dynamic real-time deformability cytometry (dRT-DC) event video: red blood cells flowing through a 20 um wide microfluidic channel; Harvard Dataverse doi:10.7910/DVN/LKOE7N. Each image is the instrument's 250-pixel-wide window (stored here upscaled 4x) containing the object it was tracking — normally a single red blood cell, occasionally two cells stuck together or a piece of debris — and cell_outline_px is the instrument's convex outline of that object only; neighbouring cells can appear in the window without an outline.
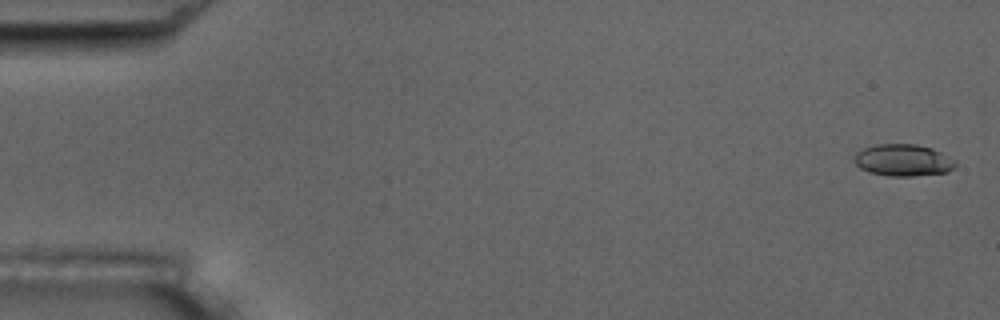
{"species": "common noctule bat (a hibernating species)", "species_latin": "Nyctalus noctula", "temperature_condition": "room temperature", "stored_images_in_passage": 5, "camera_frame_rate_fps": 3000, "um_per_image_px": 0.085, "animal": {"sex": "male", "body_mass_g": 17.5, "forearm_length_mm": 52.3}, "frame": {"image": 1, "passage_image": 1, "time_ms": 0.0, "image_size_px": [1000, 320], "cell_outline_px": [[956, 164], [948, 172], [912, 176], [888, 176], [868, 172], [860, 168], [856, 164], [856, 152], [864, 148], [876, 144], [916, 144], [932, 148], [956, 160]], "centroid_in_image_um": [76.78, 13.62], "position_along_channel_um": 8.2, "area_um2": 18.73}}
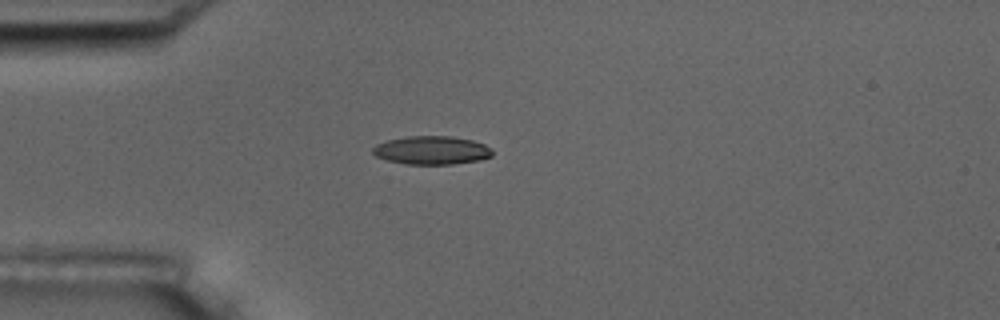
{"frame": {"image": 2, "passage_image": 5, "time_ms": 4.667, "image_size_px": [1000, 320], "cell_outline_px": [[492, 156], [480, 160], [452, 164], [404, 164], [388, 160], [376, 156], [372, 152], [372, 148], [376, 144], [388, 140], [408, 136], [452, 136], [472, 140], [484, 144], [492, 148]], "centroid_in_image_um": [36.7, 12.77], "position_along_channel_um": 48.3, "area_um2": 19.83}}